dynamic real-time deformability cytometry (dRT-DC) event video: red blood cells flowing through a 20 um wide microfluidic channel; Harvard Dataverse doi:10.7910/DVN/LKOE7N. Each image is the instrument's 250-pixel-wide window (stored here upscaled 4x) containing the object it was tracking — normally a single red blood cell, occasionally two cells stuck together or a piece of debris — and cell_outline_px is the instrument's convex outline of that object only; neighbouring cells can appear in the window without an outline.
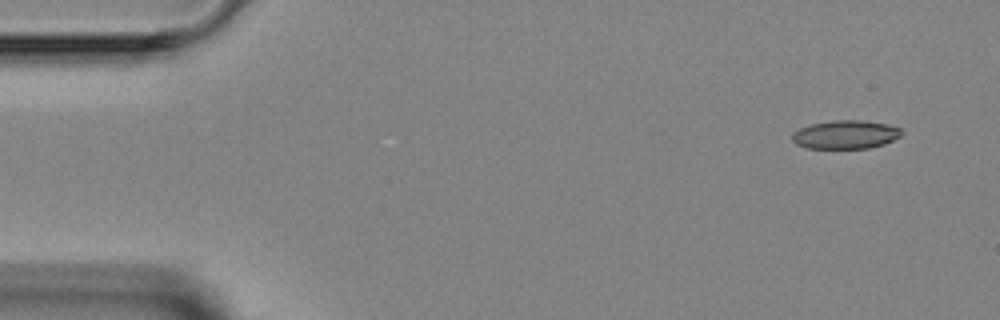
{"species": "Egyptian fruit bat (a non-hibernating species)", "species_latin": "Rousettus aegyptiacus", "temperature_condition": "room temperature", "stored_images_in_passage": 3, "camera_frame_rate_fps": 3000, "um_per_image_px": 0.085, "animal": {"sex": "female"}, "frame": {"image": 1, "passage_image": 1, "time_ms": 0.0, "image_size_px": [1000, 320], "cell_outline_px": [[904, 132], [900, 136], [884, 144], [868, 148], [804, 148], [796, 144], [792, 140], [792, 132], [800, 128], [812, 124], [832, 120], [860, 120], [884, 124], [900, 128]], "centroid_in_image_um": [71.84, 11.44], "position_along_channel_um": 13.2, "area_um2": 18.09}}